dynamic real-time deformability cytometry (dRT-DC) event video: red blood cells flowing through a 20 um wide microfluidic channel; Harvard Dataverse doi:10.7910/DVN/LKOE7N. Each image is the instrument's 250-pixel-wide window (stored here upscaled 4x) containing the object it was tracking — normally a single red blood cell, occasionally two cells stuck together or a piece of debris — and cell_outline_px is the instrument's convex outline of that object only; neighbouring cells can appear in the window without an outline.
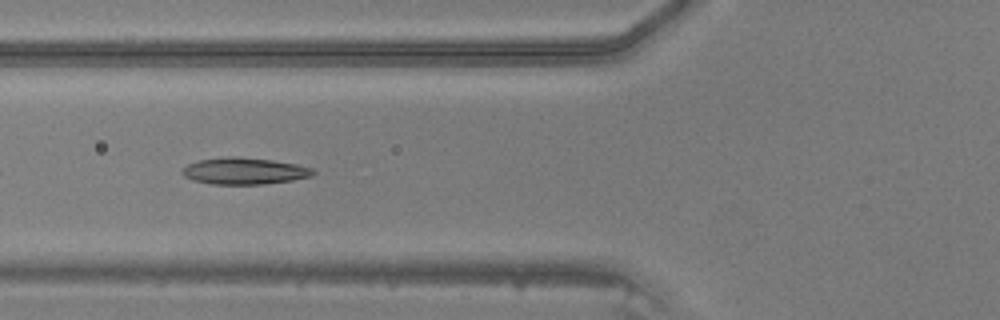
{"species": "common noctule bat (a hibernating species)", "species_latin": "Nyctalus noctula", "temperature_condition": "warm", "stored_images_in_passage": 34, "camera_frame_rate_fps": 3000, "um_per_image_px": 0.085, "animal": {"sex": "male", "body_mass_g": 20.5, "forearm_length_mm": 52.5}, "frame": {"image": 1, "passage_image": 5, "time_ms": 1.333, "image_size_px": [1000, 320], "cell_outline_px": [[316, 172], [312, 176], [292, 180], [264, 184], [212, 184], [192, 180], [184, 176], [180, 172], [188, 164], [200, 160], [228, 156], [236, 156], [272, 160], [296, 164], [312, 168]], "centroid_in_image_um": [20.77, 14.53], "position_along_channel_um": 105.0, "area_um2": 20.29}}
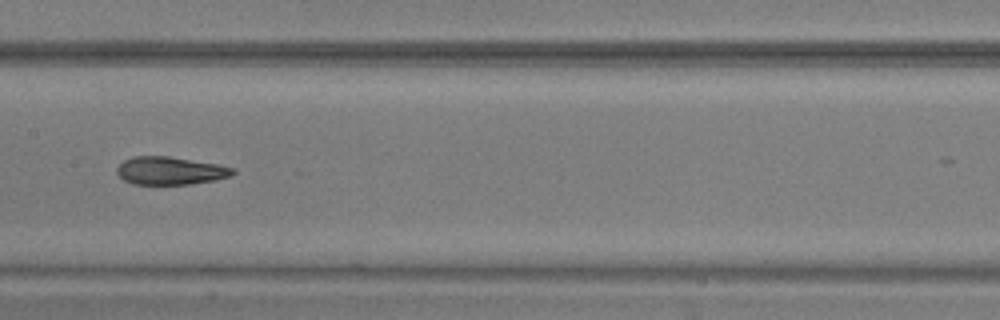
{"frame": {"image": 2, "passage_image": 11, "time_ms": 3.333, "image_size_px": [1000, 320], "cell_outline_px": [[236, 172], [232, 176], [216, 180], [188, 184], [132, 184], [124, 180], [116, 172], [116, 168], [124, 160], [132, 156], [168, 156], [220, 164], [236, 168]], "centroid_in_image_um": [14.51, 14.5], "position_along_channel_um": 192.9, "area_um2": 19.07}}
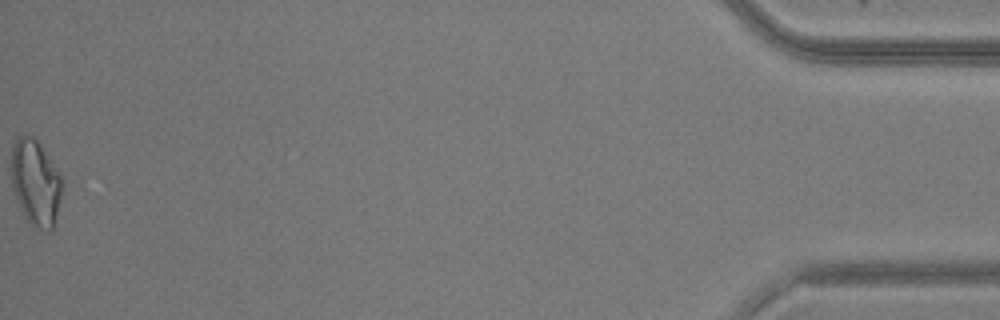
{"frame": {"image": 3, "passage_image": 34, "time_ms": 11.0, "image_size_px": [1000, 320], "cell_outline_px": [[60, 196], [52, 232], [48, 232], [32, 224], [24, 216], [16, 196], [12, 184], [12, 148], [16, 140], [20, 136], [32, 136], [40, 144], [60, 176]], "centroid_in_image_um": [3.01, 15.54], "position_along_channel_um": 432.2, "area_um2": 24.39}}